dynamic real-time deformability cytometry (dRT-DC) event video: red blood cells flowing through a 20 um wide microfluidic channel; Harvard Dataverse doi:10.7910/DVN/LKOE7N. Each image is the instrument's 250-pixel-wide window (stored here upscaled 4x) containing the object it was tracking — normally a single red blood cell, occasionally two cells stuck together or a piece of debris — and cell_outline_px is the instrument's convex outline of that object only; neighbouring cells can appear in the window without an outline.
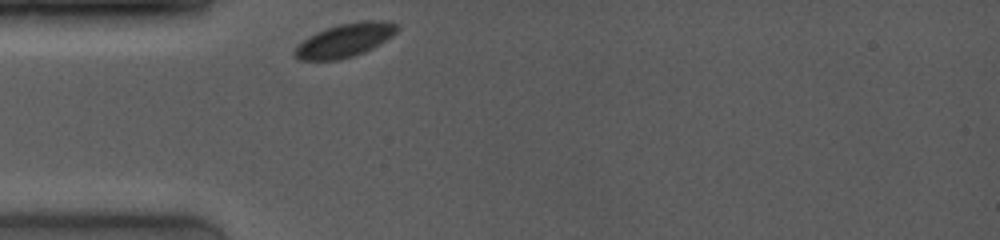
{"species": "common noctule bat (a hibernating species)", "species_latin": "Nyctalus noctula", "temperature_condition": "room temperature", "stored_images_in_passage": 10, "camera_frame_rate_fps": 4000, "um_per_image_px": 0.085, "animal": {"sex": "female", "body_mass_g": 19.0, "forearm_length_mm": 53.3}, "frame": {"image": 1, "passage_image": 1, "time_ms": 0.0, "image_size_px": [1000, 240], "cell_outline_px": [[400, 28], [392, 36], [372, 48], [364, 52], [340, 60], [300, 60], [292, 52], [308, 36], [316, 32], [340, 24], [360, 20], [376, 20], [396, 24]], "centroid_in_image_um": [29.32, 3.42], "position_along_channel_um": 55.7, "area_um2": 19.77}}